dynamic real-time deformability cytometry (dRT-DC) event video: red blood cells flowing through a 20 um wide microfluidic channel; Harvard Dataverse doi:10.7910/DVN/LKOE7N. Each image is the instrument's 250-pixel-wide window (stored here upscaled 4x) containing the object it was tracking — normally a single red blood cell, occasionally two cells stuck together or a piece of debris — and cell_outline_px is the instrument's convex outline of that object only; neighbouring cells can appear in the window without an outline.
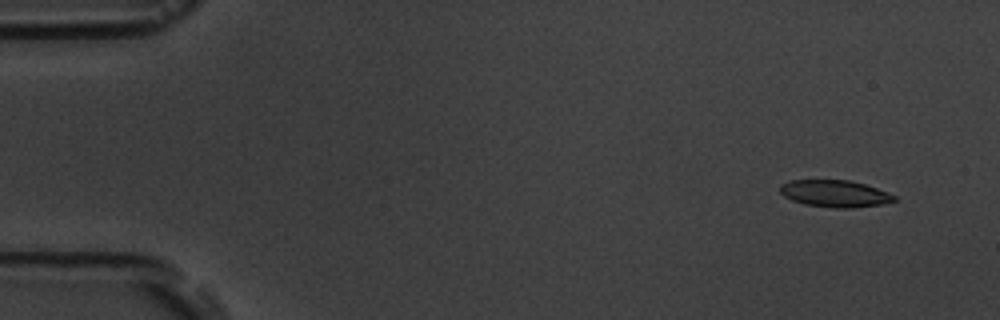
{"species": "common noctule bat (a hibernating species)", "species_latin": "Nyctalus noctula", "temperature_condition": "room temperature", "stored_images_in_passage": 8, "camera_frame_rate_fps": 3000, "um_per_image_px": 0.085, "animal": {"sex": "male", "body_mass_g": 19.5, "forearm_length_mm": 54.6}, "frame": {"image": 1, "passage_image": 1, "time_ms": 0.0, "image_size_px": [1000, 320], "cell_outline_px": [[896, 200], [884, 204], [852, 208], [836, 208], [804, 204], [792, 200], [784, 196], [780, 192], [780, 184], [788, 180], [848, 180], [864, 184], [888, 192], [896, 196]], "centroid_in_image_um": [70.96, 16.45], "position_along_channel_um": 14.0, "area_um2": 17.98}}
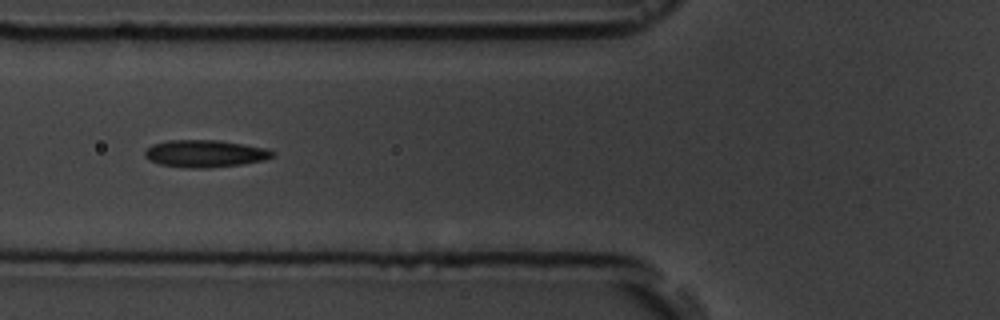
{"frame": {"image": 2, "passage_image": 6, "time_ms": 5.667, "image_size_px": [1000, 320], "cell_outline_px": [[276, 156], [264, 160], [244, 164], [208, 168], [184, 168], [160, 164], [148, 160], [144, 156], [144, 152], [152, 144], [168, 140], [216, 140], [268, 148], [276, 152]], "centroid_in_image_um": [17.45, 13.06], "position_along_channel_um": 108.3, "area_um2": 20.52}}
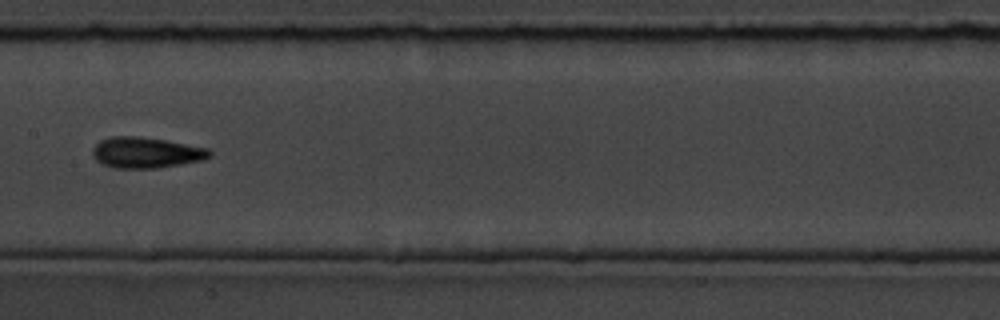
{"frame": {"image": 3, "passage_image": 8, "time_ms": 8.0, "image_size_px": [1000, 320], "cell_outline_px": [[212, 156], [204, 160], [156, 168], [112, 168], [96, 160], [92, 156], [92, 148], [100, 140], [112, 136], [140, 136], [164, 140], [208, 148], [212, 152]], "centroid_in_image_um": [12.4, 12.97], "position_along_channel_um": 195.0, "area_um2": 21.1}}